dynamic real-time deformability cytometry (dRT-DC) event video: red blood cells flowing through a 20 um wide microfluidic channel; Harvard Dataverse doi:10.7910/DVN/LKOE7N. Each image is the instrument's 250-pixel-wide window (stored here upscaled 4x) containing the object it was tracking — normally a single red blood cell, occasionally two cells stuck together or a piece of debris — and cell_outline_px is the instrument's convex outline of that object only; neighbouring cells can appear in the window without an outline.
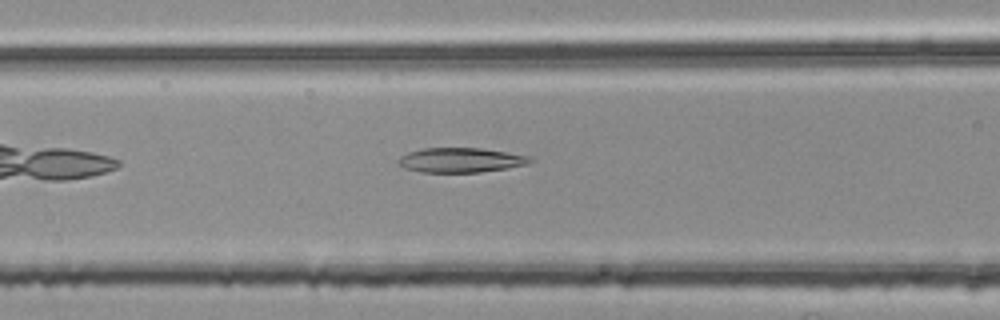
{"species": "common noctule bat (a hibernating species)", "species_latin": "Nyctalus noctula", "temperature_condition": "room temperature", "stored_images_in_passage": 41, "camera_frame_rate_fps": 3000, "um_per_image_px": 0.085, "animal": {"sex": "female", "body_mass_g": 25.1}, "frame": {"image": 1, "passage_image": 9, "time_ms": 2.667, "image_size_px": [1000, 320], "cell_outline_px": [[532, 160], [528, 164], [508, 168], [480, 172], [420, 172], [404, 168], [400, 164], [400, 156], [408, 152], [424, 148], [484, 148], [532, 156]], "centroid_in_image_um": [39.21, 13.6], "position_along_channel_um": 127.4, "area_um2": 18.96}}
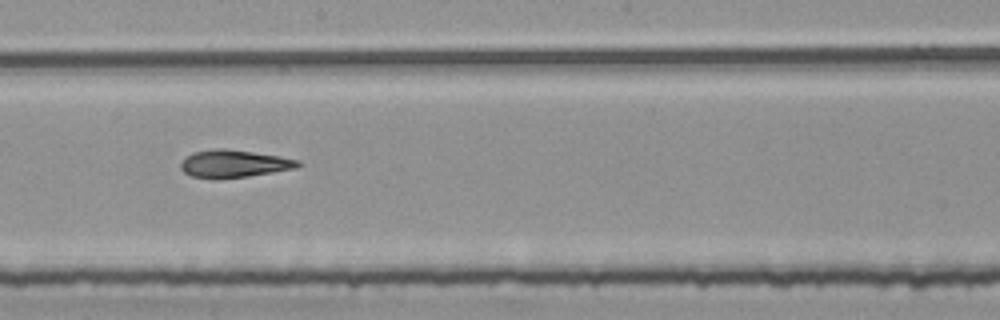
{"frame": {"image": 2, "passage_image": 17, "time_ms": 5.333, "image_size_px": [1000, 320], "cell_outline_px": [[304, 164], [296, 168], [248, 176], [212, 180], [192, 176], [184, 172], [180, 168], [180, 164], [184, 156], [192, 152], [212, 148], [224, 148], [280, 156], [300, 160]], "centroid_in_image_um": [19.85, 13.91], "position_along_channel_um": 228.4, "area_um2": 19.19}}
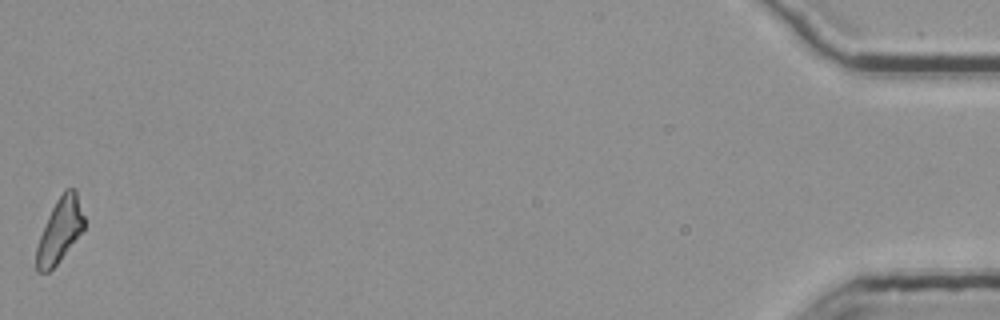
{"frame": {"image": 3, "passage_image": 41, "time_ms": 13.333, "image_size_px": [1000, 320], "cell_outline_px": [[84, 232], [60, 260], [48, 272], [36, 272], [36, 248], [40, 236], [48, 216], [56, 200], [64, 188], [76, 188], [84, 216]], "centroid_in_image_um": [5.11, 19.57], "position_along_channel_um": 430.1, "area_um2": 18.03}, "authors_computed_cell_mechanics": {"area_um2": 18.6116, "velocity_mm_per_s": 3.7821, "shape_relaxation_time_tau1_ms": null, "shape_relaxation_time_tau2_ms": 3.1715, "deformation_change_tau1": null, "deformation_change_tau2": 0.1193}}